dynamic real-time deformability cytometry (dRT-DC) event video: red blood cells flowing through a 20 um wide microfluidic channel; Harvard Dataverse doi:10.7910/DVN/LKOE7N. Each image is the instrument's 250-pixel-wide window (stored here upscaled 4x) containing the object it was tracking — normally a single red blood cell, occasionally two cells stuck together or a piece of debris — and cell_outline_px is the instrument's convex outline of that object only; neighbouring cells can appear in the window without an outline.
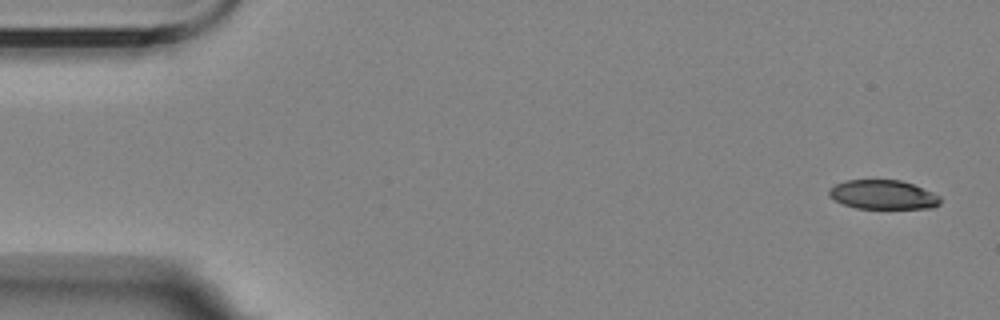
{"species": "Egyptian fruit bat (a non-hibernating species)", "species_latin": "Rousettus aegyptiacus", "temperature_condition": "room temperature", "stored_images_in_passage": 5, "camera_frame_rate_fps": 3000, "um_per_image_px": 0.085, "animal": {"sex": "female"}, "frame": {"image": 1, "passage_image": 1, "time_ms": 0.0, "image_size_px": [1000, 320], "cell_outline_px": [[940, 204], [932, 208], [856, 208], [844, 204], [828, 196], [828, 188], [844, 180], [900, 180], [912, 184], [932, 192], [940, 196]], "centroid_in_image_um": [75.04, 16.54], "position_along_channel_um": 10.0, "area_um2": 18.84}}
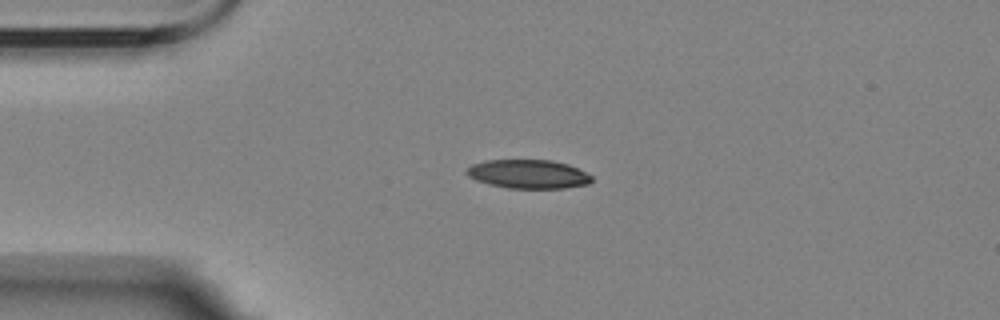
{"frame": {"image": 2, "passage_image": 4, "time_ms": 3.667, "image_size_px": [1000, 320], "cell_outline_px": [[592, 180], [588, 184], [564, 188], [508, 188], [476, 180], [468, 176], [464, 172], [472, 164], [484, 160], [552, 160], [568, 164], [592, 176]], "centroid_in_image_um": [44.89, 14.79], "position_along_channel_um": 40.1, "area_um2": 20.87}}